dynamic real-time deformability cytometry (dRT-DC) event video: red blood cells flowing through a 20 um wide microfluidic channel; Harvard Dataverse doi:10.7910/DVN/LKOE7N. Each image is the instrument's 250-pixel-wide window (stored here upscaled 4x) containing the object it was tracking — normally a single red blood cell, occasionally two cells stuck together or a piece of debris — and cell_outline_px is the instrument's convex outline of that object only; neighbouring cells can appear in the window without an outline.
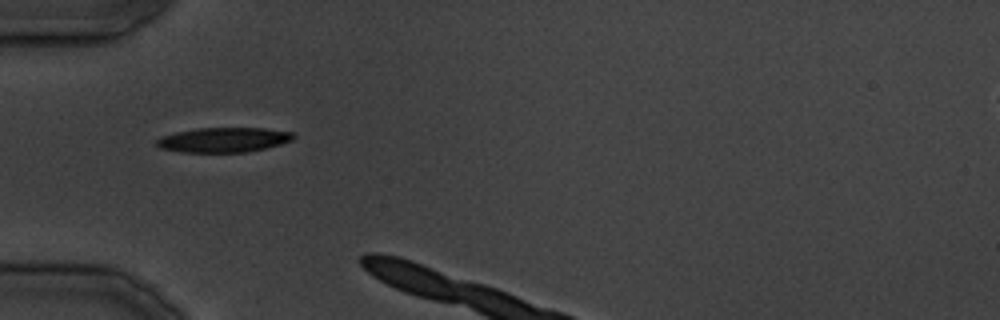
{"species": "common noctule bat (a hibernating species)", "species_latin": "Nyctalus noctula", "temperature_condition": "cold", "stored_images_in_passage": 3, "camera_frame_rate_fps": 3000, "um_per_image_px": 0.085, "animal": {"sex": "male", "body_mass_g": 19.5, "forearm_length_mm": 54.6}, "frame": {"image": 1, "passage_image": 1, "time_ms": 0.0, "image_size_px": [1000, 320], "cell_outline_px": [[296, 136], [292, 140], [280, 144], [248, 152], [180, 152], [160, 148], [156, 144], [156, 140], [160, 136], [176, 132], [200, 128], [264, 128], [296, 132]], "centroid_in_image_um": [19.02, 11.88], "position_along_channel_um": 66.0, "area_um2": 19.83}}